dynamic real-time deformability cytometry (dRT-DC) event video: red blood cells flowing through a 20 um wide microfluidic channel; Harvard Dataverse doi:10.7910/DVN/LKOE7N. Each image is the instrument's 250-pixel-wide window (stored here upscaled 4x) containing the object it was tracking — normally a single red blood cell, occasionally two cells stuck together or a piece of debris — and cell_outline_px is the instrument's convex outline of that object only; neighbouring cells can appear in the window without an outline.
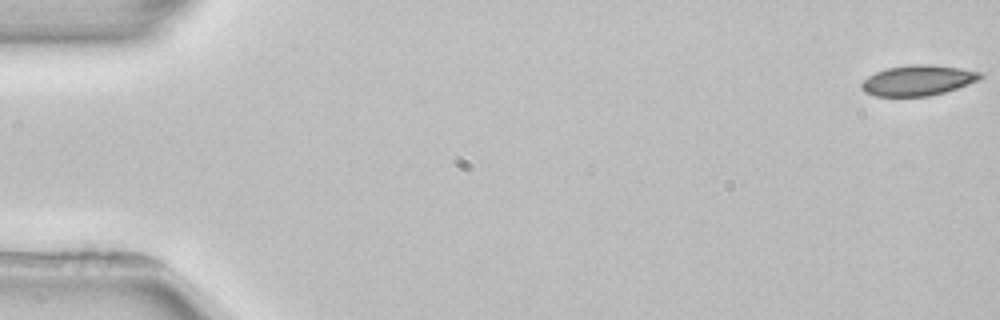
{"species": "common noctule bat (a hibernating species)", "species_latin": "Nyctalus noctula", "temperature_condition": "room temperature", "stored_images_in_passage": 5, "camera_frame_rate_fps": 3000, "um_per_image_px": 0.085, "animal": {"sex": "female", "body_mass_g": 22.7, "forearm_length_mm": 54.2}, "frame": {"image": 1, "passage_image": 1, "time_ms": 0.0, "image_size_px": [1000, 320], "cell_outline_px": [[984, 76], [980, 80], [944, 92], [928, 96], [876, 96], [864, 92], [860, 88], [860, 84], [868, 76], [876, 72], [888, 68], [912, 64], [928, 64], [960, 68], [984, 72]], "centroid_in_image_um": [78.04, 6.83], "position_along_channel_um": 7.0, "area_um2": 21.1}}
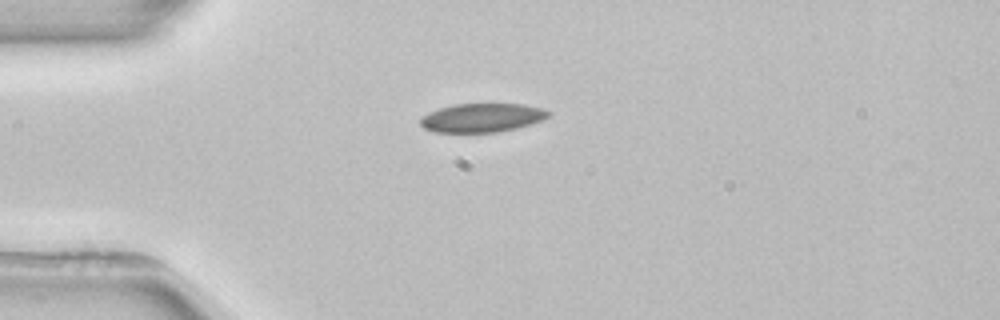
{"frame": {"image": 2, "passage_image": 4, "time_ms": 4.333, "image_size_px": [1000, 320], "cell_outline_px": [[552, 112], [544, 120], [516, 128], [500, 132], [432, 132], [424, 128], [420, 124], [420, 116], [428, 112], [452, 104], [524, 104], [544, 108]], "centroid_in_image_um": [40.97, 10.0], "position_along_channel_um": 44.0, "area_um2": 21.73}}
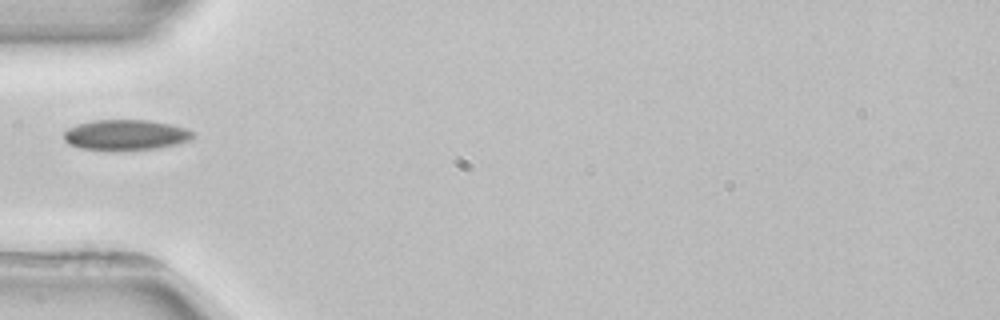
{"frame": {"image": 3, "passage_image": 5, "time_ms": 5.667, "image_size_px": [1000, 320], "cell_outline_px": [[196, 132], [188, 140], [176, 144], [156, 148], [112, 152], [80, 148], [68, 144], [64, 140], [64, 132], [68, 128], [92, 120], [148, 120], [168, 124], [184, 128]], "centroid_in_image_um": [10.63, 11.49], "position_along_channel_um": 74.4, "area_um2": 23.12}}